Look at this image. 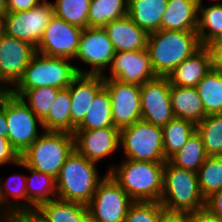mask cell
Wrapping results in <instances>:
<instances>
[{
    "label": "cell",
    "mask_w": 222,
    "mask_h": 222,
    "mask_svg": "<svg viewBox=\"0 0 222 222\" xmlns=\"http://www.w3.org/2000/svg\"><path fill=\"white\" fill-rule=\"evenodd\" d=\"M107 171L134 202H159L165 162L124 159Z\"/></svg>",
    "instance_id": "cell-1"
},
{
    "label": "cell",
    "mask_w": 222,
    "mask_h": 222,
    "mask_svg": "<svg viewBox=\"0 0 222 222\" xmlns=\"http://www.w3.org/2000/svg\"><path fill=\"white\" fill-rule=\"evenodd\" d=\"M202 47L197 32L158 30L149 33L147 51L157 76H168Z\"/></svg>",
    "instance_id": "cell-2"
},
{
    "label": "cell",
    "mask_w": 222,
    "mask_h": 222,
    "mask_svg": "<svg viewBox=\"0 0 222 222\" xmlns=\"http://www.w3.org/2000/svg\"><path fill=\"white\" fill-rule=\"evenodd\" d=\"M166 212L190 213L205 208L196 172L178 168L168 160L163 170V191L159 201Z\"/></svg>",
    "instance_id": "cell-3"
},
{
    "label": "cell",
    "mask_w": 222,
    "mask_h": 222,
    "mask_svg": "<svg viewBox=\"0 0 222 222\" xmlns=\"http://www.w3.org/2000/svg\"><path fill=\"white\" fill-rule=\"evenodd\" d=\"M96 165L74 150L56 178L57 198L87 205L103 179Z\"/></svg>",
    "instance_id": "cell-4"
},
{
    "label": "cell",
    "mask_w": 222,
    "mask_h": 222,
    "mask_svg": "<svg viewBox=\"0 0 222 222\" xmlns=\"http://www.w3.org/2000/svg\"><path fill=\"white\" fill-rule=\"evenodd\" d=\"M75 150L74 134L44 131L20 156L28 167L57 178L65 160Z\"/></svg>",
    "instance_id": "cell-5"
},
{
    "label": "cell",
    "mask_w": 222,
    "mask_h": 222,
    "mask_svg": "<svg viewBox=\"0 0 222 222\" xmlns=\"http://www.w3.org/2000/svg\"><path fill=\"white\" fill-rule=\"evenodd\" d=\"M66 58L48 57L35 53L21 79L10 90H31L40 87L67 88L78 74H87Z\"/></svg>",
    "instance_id": "cell-6"
},
{
    "label": "cell",
    "mask_w": 222,
    "mask_h": 222,
    "mask_svg": "<svg viewBox=\"0 0 222 222\" xmlns=\"http://www.w3.org/2000/svg\"><path fill=\"white\" fill-rule=\"evenodd\" d=\"M124 158L135 161L166 162L162 127L144 120L120 130Z\"/></svg>",
    "instance_id": "cell-7"
},
{
    "label": "cell",
    "mask_w": 222,
    "mask_h": 222,
    "mask_svg": "<svg viewBox=\"0 0 222 222\" xmlns=\"http://www.w3.org/2000/svg\"><path fill=\"white\" fill-rule=\"evenodd\" d=\"M134 201L106 172L97 186L88 213L94 222H123L130 205Z\"/></svg>",
    "instance_id": "cell-8"
},
{
    "label": "cell",
    "mask_w": 222,
    "mask_h": 222,
    "mask_svg": "<svg viewBox=\"0 0 222 222\" xmlns=\"http://www.w3.org/2000/svg\"><path fill=\"white\" fill-rule=\"evenodd\" d=\"M5 117L8 125L7 139L21 156L40 136L37 124L42 121L18 96L11 92L5 97Z\"/></svg>",
    "instance_id": "cell-9"
},
{
    "label": "cell",
    "mask_w": 222,
    "mask_h": 222,
    "mask_svg": "<svg viewBox=\"0 0 222 222\" xmlns=\"http://www.w3.org/2000/svg\"><path fill=\"white\" fill-rule=\"evenodd\" d=\"M53 16V4L47 0H43L38 6L30 10L8 12L2 19L4 23V32L10 37L28 42L37 48Z\"/></svg>",
    "instance_id": "cell-10"
},
{
    "label": "cell",
    "mask_w": 222,
    "mask_h": 222,
    "mask_svg": "<svg viewBox=\"0 0 222 222\" xmlns=\"http://www.w3.org/2000/svg\"><path fill=\"white\" fill-rule=\"evenodd\" d=\"M167 76H157L140 85L141 120L164 127L175 118Z\"/></svg>",
    "instance_id": "cell-11"
},
{
    "label": "cell",
    "mask_w": 222,
    "mask_h": 222,
    "mask_svg": "<svg viewBox=\"0 0 222 222\" xmlns=\"http://www.w3.org/2000/svg\"><path fill=\"white\" fill-rule=\"evenodd\" d=\"M83 29L65 20L53 16L36 48V52L48 57L66 58L76 57L80 37Z\"/></svg>",
    "instance_id": "cell-12"
},
{
    "label": "cell",
    "mask_w": 222,
    "mask_h": 222,
    "mask_svg": "<svg viewBox=\"0 0 222 222\" xmlns=\"http://www.w3.org/2000/svg\"><path fill=\"white\" fill-rule=\"evenodd\" d=\"M115 53L103 27H87L82 31L75 59L91 65L87 74L104 76L107 66L112 65Z\"/></svg>",
    "instance_id": "cell-13"
},
{
    "label": "cell",
    "mask_w": 222,
    "mask_h": 222,
    "mask_svg": "<svg viewBox=\"0 0 222 222\" xmlns=\"http://www.w3.org/2000/svg\"><path fill=\"white\" fill-rule=\"evenodd\" d=\"M104 87L111 97L114 127L121 130L141 120L139 85L122 83L116 79H104Z\"/></svg>",
    "instance_id": "cell-14"
},
{
    "label": "cell",
    "mask_w": 222,
    "mask_h": 222,
    "mask_svg": "<svg viewBox=\"0 0 222 222\" xmlns=\"http://www.w3.org/2000/svg\"><path fill=\"white\" fill-rule=\"evenodd\" d=\"M109 69L111 75H104V79H116L139 86L157 77L147 49L116 52Z\"/></svg>",
    "instance_id": "cell-15"
},
{
    "label": "cell",
    "mask_w": 222,
    "mask_h": 222,
    "mask_svg": "<svg viewBox=\"0 0 222 222\" xmlns=\"http://www.w3.org/2000/svg\"><path fill=\"white\" fill-rule=\"evenodd\" d=\"M35 53L36 48L30 43L3 35L0 41V81L3 86L17 84Z\"/></svg>",
    "instance_id": "cell-16"
},
{
    "label": "cell",
    "mask_w": 222,
    "mask_h": 222,
    "mask_svg": "<svg viewBox=\"0 0 222 222\" xmlns=\"http://www.w3.org/2000/svg\"><path fill=\"white\" fill-rule=\"evenodd\" d=\"M73 134L75 150L94 163L112 155L120 146V130L116 127L74 131Z\"/></svg>",
    "instance_id": "cell-17"
},
{
    "label": "cell",
    "mask_w": 222,
    "mask_h": 222,
    "mask_svg": "<svg viewBox=\"0 0 222 222\" xmlns=\"http://www.w3.org/2000/svg\"><path fill=\"white\" fill-rule=\"evenodd\" d=\"M104 87L103 75L78 74L68 86L71 98V133L83 121L96 94Z\"/></svg>",
    "instance_id": "cell-18"
},
{
    "label": "cell",
    "mask_w": 222,
    "mask_h": 222,
    "mask_svg": "<svg viewBox=\"0 0 222 222\" xmlns=\"http://www.w3.org/2000/svg\"><path fill=\"white\" fill-rule=\"evenodd\" d=\"M103 28L116 52L147 49L149 34L139 28L128 15L109 22Z\"/></svg>",
    "instance_id": "cell-19"
},
{
    "label": "cell",
    "mask_w": 222,
    "mask_h": 222,
    "mask_svg": "<svg viewBox=\"0 0 222 222\" xmlns=\"http://www.w3.org/2000/svg\"><path fill=\"white\" fill-rule=\"evenodd\" d=\"M211 69L210 52L206 46H202L193 55L177 65L167 78L171 85L196 87Z\"/></svg>",
    "instance_id": "cell-20"
},
{
    "label": "cell",
    "mask_w": 222,
    "mask_h": 222,
    "mask_svg": "<svg viewBox=\"0 0 222 222\" xmlns=\"http://www.w3.org/2000/svg\"><path fill=\"white\" fill-rule=\"evenodd\" d=\"M198 15L197 0H168L160 22V30L197 32Z\"/></svg>",
    "instance_id": "cell-21"
},
{
    "label": "cell",
    "mask_w": 222,
    "mask_h": 222,
    "mask_svg": "<svg viewBox=\"0 0 222 222\" xmlns=\"http://www.w3.org/2000/svg\"><path fill=\"white\" fill-rule=\"evenodd\" d=\"M170 97L175 118L186 119L198 124L206 116L196 87L171 85Z\"/></svg>",
    "instance_id": "cell-22"
},
{
    "label": "cell",
    "mask_w": 222,
    "mask_h": 222,
    "mask_svg": "<svg viewBox=\"0 0 222 222\" xmlns=\"http://www.w3.org/2000/svg\"><path fill=\"white\" fill-rule=\"evenodd\" d=\"M168 0H128L127 15L148 34L160 30Z\"/></svg>",
    "instance_id": "cell-23"
},
{
    "label": "cell",
    "mask_w": 222,
    "mask_h": 222,
    "mask_svg": "<svg viewBox=\"0 0 222 222\" xmlns=\"http://www.w3.org/2000/svg\"><path fill=\"white\" fill-rule=\"evenodd\" d=\"M17 166H22L30 173V176H26L28 209L38 208L41 204L57 198L54 177L26 166L21 160Z\"/></svg>",
    "instance_id": "cell-24"
},
{
    "label": "cell",
    "mask_w": 222,
    "mask_h": 222,
    "mask_svg": "<svg viewBox=\"0 0 222 222\" xmlns=\"http://www.w3.org/2000/svg\"><path fill=\"white\" fill-rule=\"evenodd\" d=\"M105 127H114L112 118L111 97L103 87L94 97L83 121L74 131H87Z\"/></svg>",
    "instance_id": "cell-25"
},
{
    "label": "cell",
    "mask_w": 222,
    "mask_h": 222,
    "mask_svg": "<svg viewBox=\"0 0 222 222\" xmlns=\"http://www.w3.org/2000/svg\"><path fill=\"white\" fill-rule=\"evenodd\" d=\"M163 148L164 156L168 160L186 144L196 131V124L186 119L173 118L164 127Z\"/></svg>",
    "instance_id": "cell-26"
},
{
    "label": "cell",
    "mask_w": 222,
    "mask_h": 222,
    "mask_svg": "<svg viewBox=\"0 0 222 222\" xmlns=\"http://www.w3.org/2000/svg\"><path fill=\"white\" fill-rule=\"evenodd\" d=\"M38 209L49 222H80L88 213L87 205L59 198L41 204Z\"/></svg>",
    "instance_id": "cell-27"
},
{
    "label": "cell",
    "mask_w": 222,
    "mask_h": 222,
    "mask_svg": "<svg viewBox=\"0 0 222 222\" xmlns=\"http://www.w3.org/2000/svg\"><path fill=\"white\" fill-rule=\"evenodd\" d=\"M207 157L202 138L195 131L183 148L172 155L168 161L178 168L197 173Z\"/></svg>",
    "instance_id": "cell-28"
},
{
    "label": "cell",
    "mask_w": 222,
    "mask_h": 222,
    "mask_svg": "<svg viewBox=\"0 0 222 222\" xmlns=\"http://www.w3.org/2000/svg\"><path fill=\"white\" fill-rule=\"evenodd\" d=\"M206 116L222 113V72L211 69L196 85Z\"/></svg>",
    "instance_id": "cell-29"
},
{
    "label": "cell",
    "mask_w": 222,
    "mask_h": 222,
    "mask_svg": "<svg viewBox=\"0 0 222 222\" xmlns=\"http://www.w3.org/2000/svg\"><path fill=\"white\" fill-rule=\"evenodd\" d=\"M71 98L69 88L60 89L48 115L42 120L44 131H65L71 133Z\"/></svg>",
    "instance_id": "cell-30"
},
{
    "label": "cell",
    "mask_w": 222,
    "mask_h": 222,
    "mask_svg": "<svg viewBox=\"0 0 222 222\" xmlns=\"http://www.w3.org/2000/svg\"><path fill=\"white\" fill-rule=\"evenodd\" d=\"M128 0H91L88 27H104L127 15Z\"/></svg>",
    "instance_id": "cell-31"
},
{
    "label": "cell",
    "mask_w": 222,
    "mask_h": 222,
    "mask_svg": "<svg viewBox=\"0 0 222 222\" xmlns=\"http://www.w3.org/2000/svg\"><path fill=\"white\" fill-rule=\"evenodd\" d=\"M222 32V3L199 5L197 34L202 46H207Z\"/></svg>",
    "instance_id": "cell-32"
},
{
    "label": "cell",
    "mask_w": 222,
    "mask_h": 222,
    "mask_svg": "<svg viewBox=\"0 0 222 222\" xmlns=\"http://www.w3.org/2000/svg\"><path fill=\"white\" fill-rule=\"evenodd\" d=\"M12 178L14 179L16 178L17 180L15 179V181L17 182L14 183L13 180L11 181ZM8 179L9 180H6L5 183H1L2 179L0 180V214H6V215L16 210L28 209L26 175L24 174L20 175L18 174L15 176L12 175V177ZM12 182L13 184L11 185L10 183ZM8 195L13 196L15 200V201L13 200V203L10 204L8 203V198H9Z\"/></svg>",
    "instance_id": "cell-33"
},
{
    "label": "cell",
    "mask_w": 222,
    "mask_h": 222,
    "mask_svg": "<svg viewBox=\"0 0 222 222\" xmlns=\"http://www.w3.org/2000/svg\"><path fill=\"white\" fill-rule=\"evenodd\" d=\"M59 90V88L54 87H40L31 90H10V92L20 97L42 121L48 115Z\"/></svg>",
    "instance_id": "cell-34"
},
{
    "label": "cell",
    "mask_w": 222,
    "mask_h": 222,
    "mask_svg": "<svg viewBox=\"0 0 222 222\" xmlns=\"http://www.w3.org/2000/svg\"><path fill=\"white\" fill-rule=\"evenodd\" d=\"M208 156H222V113L211 114L196 124Z\"/></svg>",
    "instance_id": "cell-35"
},
{
    "label": "cell",
    "mask_w": 222,
    "mask_h": 222,
    "mask_svg": "<svg viewBox=\"0 0 222 222\" xmlns=\"http://www.w3.org/2000/svg\"><path fill=\"white\" fill-rule=\"evenodd\" d=\"M198 186L206 200L222 189V156H208L197 172Z\"/></svg>",
    "instance_id": "cell-36"
},
{
    "label": "cell",
    "mask_w": 222,
    "mask_h": 222,
    "mask_svg": "<svg viewBox=\"0 0 222 222\" xmlns=\"http://www.w3.org/2000/svg\"><path fill=\"white\" fill-rule=\"evenodd\" d=\"M90 3L91 0H56L52 4L55 16L84 29L88 27Z\"/></svg>",
    "instance_id": "cell-37"
},
{
    "label": "cell",
    "mask_w": 222,
    "mask_h": 222,
    "mask_svg": "<svg viewBox=\"0 0 222 222\" xmlns=\"http://www.w3.org/2000/svg\"><path fill=\"white\" fill-rule=\"evenodd\" d=\"M164 212L160 202H133L123 222H158Z\"/></svg>",
    "instance_id": "cell-38"
},
{
    "label": "cell",
    "mask_w": 222,
    "mask_h": 222,
    "mask_svg": "<svg viewBox=\"0 0 222 222\" xmlns=\"http://www.w3.org/2000/svg\"><path fill=\"white\" fill-rule=\"evenodd\" d=\"M9 222H49L38 209H20L7 214Z\"/></svg>",
    "instance_id": "cell-39"
},
{
    "label": "cell",
    "mask_w": 222,
    "mask_h": 222,
    "mask_svg": "<svg viewBox=\"0 0 222 222\" xmlns=\"http://www.w3.org/2000/svg\"><path fill=\"white\" fill-rule=\"evenodd\" d=\"M8 162L17 165L20 162V155L7 138L0 137V165Z\"/></svg>",
    "instance_id": "cell-40"
},
{
    "label": "cell",
    "mask_w": 222,
    "mask_h": 222,
    "mask_svg": "<svg viewBox=\"0 0 222 222\" xmlns=\"http://www.w3.org/2000/svg\"><path fill=\"white\" fill-rule=\"evenodd\" d=\"M205 208L214 216L222 219V189L205 200Z\"/></svg>",
    "instance_id": "cell-41"
},
{
    "label": "cell",
    "mask_w": 222,
    "mask_h": 222,
    "mask_svg": "<svg viewBox=\"0 0 222 222\" xmlns=\"http://www.w3.org/2000/svg\"><path fill=\"white\" fill-rule=\"evenodd\" d=\"M43 0H7L8 12L27 11L38 6Z\"/></svg>",
    "instance_id": "cell-42"
},
{
    "label": "cell",
    "mask_w": 222,
    "mask_h": 222,
    "mask_svg": "<svg viewBox=\"0 0 222 222\" xmlns=\"http://www.w3.org/2000/svg\"><path fill=\"white\" fill-rule=\"evenodd\" d=\"M206 47L211 55L212 69L222 72V43H210Z\"/></svg>",
    "instance_id": "cell-43"
},
{
    "label": "cell",
    "mask_w": 222,
    "mask_h": 222,
    "mask_svg": "<svg viewBox=\"0 0 222 222\" xmlns=\"http://www.w3.org/2000/svg\"><path fill=\"white\" fill-rule=\"evenodd\" d=\"M188 222H222V219L211 214L206 208L187 213Z\"/></svg>",
    "instance_id": "cell-44"
},
{
    "label": "cell",
    "mask_w": 222,
    "mask_h": 222,
    "mask_svg": "<svg viewBox=\"0 0 222 222\" xmlns=\"http://www.w3.org/2000/svg\"><path fill=\"white\" fill-rule=\"evenodd\" d=\"M158 222H188L187 214L185 213H170L164 212Z\"/></svg>",
    "instance_id": "cell-45"
},
{
    "label": "cell",
    "mask_w": 222,
    "mask_h": 222,
    "mask_svg": "<svg viewBox=\"0 0 222 222\" xmlns=\"http://www.w3.org/2000/svg\"><path fill=\"white\" fill-rule=\"evenodd\" d=\"M8 125L5 117V98L0 105V137L7 138Z\"/></svg>",
    "instance_id": "cell-46"
},
{
    "label": "cell",
    "mask_w": 222,
    "mask_h": 222,
    "mask_svg": "<svg viewBox=\"0 0 222 222\" xmlns=\"http://www.w3.org/2000/svg\"><path fill=\"white\" fill-rule=\"evenodd\" d=\"M7 14V0H0V19L2 20Z\"/></svg>",
    "instance_id": "cell-47"
},
{
    "label": "cell",
    "mask_w": 222,
    "mask_h": 222,
    "mask_svg": "<svg viewBox=\"0 0 222 222\" xmlns=\"http://www.w3.org/2000/svg\"><path fill=\"white\" fill-rule=\"evenodd\" d=\"M1 84H3L1 81H0ZM12 87H7V86H2L0 85V105L2 104L4 98L10 93V89Z\"/></svg>",
    "instance_id": "cell-48"
},
{
    "label": "cell",
    "mask_w": 222,
    "mask_h": 222,
    "mask_svg": "<svg viewBox=\"0 0 222 222\" xmlns=\"http://www.w3.org/2000/svg\"><path fill=\"white\" fill-rule=\"evenodd\" d=\"M80 222H94L93 219L91 218L90 214L87 213Z\"/></svg>",
    "instance_id": "cell-49"
},
{
    "label": "cell",
    "mask_w": 222,
    "mask_h": 222,
    "mask_svg": "<svg viewBox=\"0 0 222 222\" xmlns=\"http://www.w3.org/2000/svg\"><path fill=\"white\" fill-rule=\"evenodd\" d=\"M4 34H5V32H4V23H3V20L0 19V41H1Z\"/></svg>",
    "instance_id": "cell-50"
},
{
    "label": "cell",
    "mask_w": 222,
    "mask_h": 222,
    "mask_svg": "<svg viewBox=\"0 0 222 222\" xmlns=\"http://www.w3.org/2000/svg\"><path fill=\"white\" fill-rule=\"evenodd\" d=\"M211 43H222V32L220 33V35Z\"/></svg>",
    "instance_id": "cell-51"
},
{
    "label": "cell",
    "mask_w": 222,
    "mask_h": 222,
    "mask_svg": "<svg viewBox=\"0 0 222 222\" xmlns=\"http://www.w3.org/2000/svg\"><path fill=\"white\" fill-rule=\"evenodd\" d=\"M0 222H9L8 217L6 214H2L0 216Z\"/></svg>",
    "instance_id": "cell-52"
},
{
    "label": "cell",
    "mask_w": 222,
    "mask_h": 222,
    "mask_svg": "<svg viewBox=\"0 0 222 222\" xmlns=\"http://www.w3.org/2000/svg\"><path fill=\"white\" fill-rule=\"evenodd\" d=\"M198 1V5H202V0H197ZM218 0H215V2Z\"/></svg>",
    "instance_id": "cell-53"
}]
</instances>
